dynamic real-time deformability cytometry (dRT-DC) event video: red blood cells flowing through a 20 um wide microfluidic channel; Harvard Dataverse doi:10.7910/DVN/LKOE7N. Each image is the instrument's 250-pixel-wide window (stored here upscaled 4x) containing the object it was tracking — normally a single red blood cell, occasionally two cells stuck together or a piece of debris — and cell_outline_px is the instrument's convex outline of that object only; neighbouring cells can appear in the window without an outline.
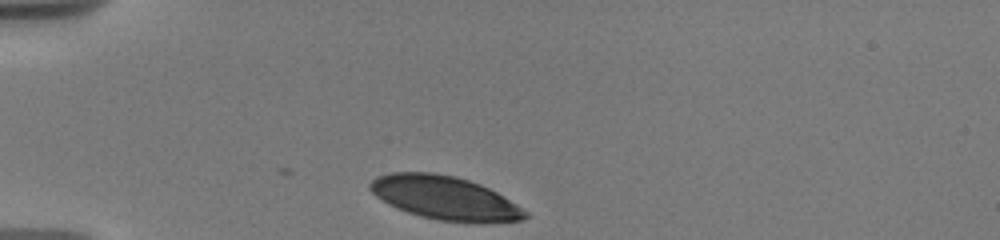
{"species": "human", "species_latin": "Homo sapiens", "temperature_condition": "warm", "stored_images_in_passage": 13, "camera_frame_rate_fps": 3000, "um_per_image_px": 0.085, "donor": {"sex": "male"}, "frame": {"image": 1, "passage_image": 1, "time_ms": 0.0, "image_size_px": [1000, 240], "cell_outline_px": [[532, 216], [524, 220], [436, 220], [420, 216], [408, 212], [388, 204], [376, 196], [368, 188], [368, 184], [376, 176], [392, 172], [432, 172], [456, 176], [480, 184], [496, 192], [516, 204], [528, 212]], "centroid_in_image_um": [37.74, 16.77], "position_along_channel_um": 47.3, "area_um2": 38.55}}
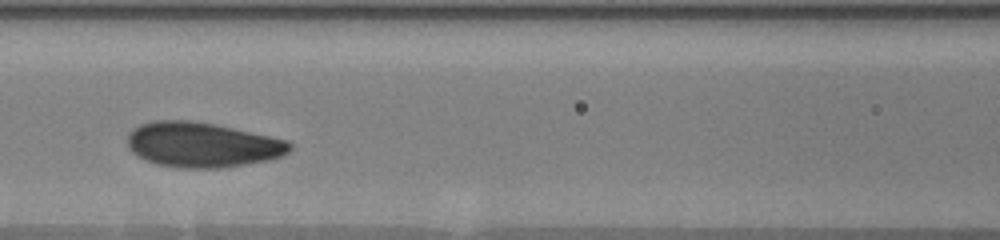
{"frame": {"image": 2, "passage_image": 6, "time_ms": 3.667, "image_size_px": [1000, 240], "cell_outline_px": [[292, 148], [288, 152], [280, 156], [268, 160], [224, 168], [176, 168], [156, 164], [136, 156], [128, 148], [128, 132], [132, 128], [140, 124], [152, 120], [192, 120], [216, 124], [288, 140], [292, 144]], "centroid_in_image_um": [17.15, 12.3], "position_along_channel_um": 149.4, "area_um2": 43.0}}
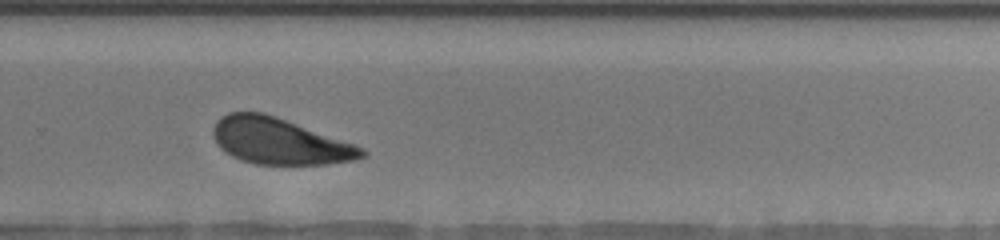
{"frame": {"image": 3, "passage_image": 12, "time_ms": 8.0, "image_size_px": [1000, 240], "cell_outline_px": [[368, 156], [356, 160], [328, 164], [256, 164], [240, 160], [232, 156], [220, 148], [216, 144], [212, 136], [212, 128], [216, 120], [220, 116], [228, 112], [264, 112], [276, 116], [364, 148], [368, 152]], "centroid_in_image_um": [23.72, 12.0], "position_along_channel_um": 306.1, "area_um2": 40.23}}